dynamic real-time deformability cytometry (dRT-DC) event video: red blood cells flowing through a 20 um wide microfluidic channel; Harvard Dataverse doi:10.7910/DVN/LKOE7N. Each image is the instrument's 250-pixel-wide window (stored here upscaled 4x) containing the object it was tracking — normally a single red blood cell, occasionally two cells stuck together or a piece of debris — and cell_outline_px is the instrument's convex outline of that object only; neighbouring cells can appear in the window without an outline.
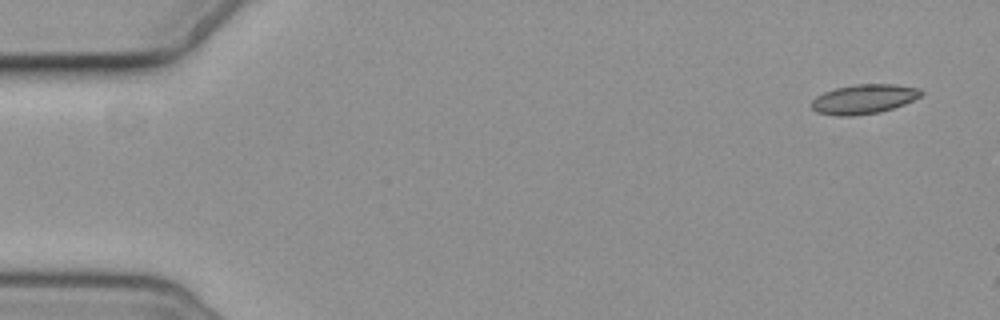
{"species": "common noctule bat (a hibernating species)", "species_latin": "Nyctalus noctula", "temperature_condition": "cold", "stored_images_in_passage": 2, "camera_frame_rate_fps": 3000, "um_per_image_px": 0.085, "animal": {"sex": "female", "body_mass_g": 19.3, "forearm_length_mm": 54.1}, "frame": {"image": 1, "passage_image": 1, "time_ms": 0.0, "image_size_px": [1000, 320], "cell_outline_px": [[924, 92], [920, 96], [904, 104], [880, 112], [852, 116], [836, 116], [816, 112], [812, 108], [812, 100], [816, 96], [824, 92], [836, 88], [856, 84], [896, 84], [920, 88]], "centroid_in_image_um": [73.42, 8.42], "position_along_channel_um": 11.6, "area_um2": 18.84}}